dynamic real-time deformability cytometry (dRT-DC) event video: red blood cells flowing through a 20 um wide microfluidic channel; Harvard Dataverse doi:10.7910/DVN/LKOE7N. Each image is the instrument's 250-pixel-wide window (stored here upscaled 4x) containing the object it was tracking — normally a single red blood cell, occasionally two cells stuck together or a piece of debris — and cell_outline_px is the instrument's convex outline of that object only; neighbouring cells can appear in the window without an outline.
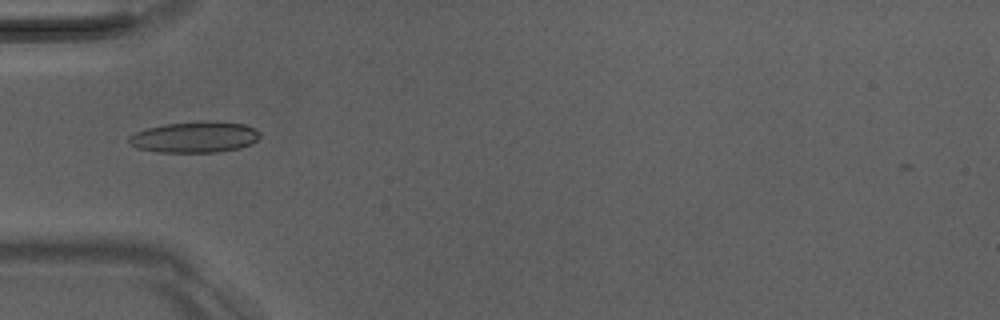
{"species": "Egyptian fruit bat (a non-hibernating species)", "species_latin": "Rousettus aegyptiacus", "temperature_condition": "room temperature", "stored_images_in_passage": 35, "camera_frame_rate_fps": 3000, "um_per_image_px": 0.085, "animal": {"sex": "male"}, "frame": {"image": 1, "passage_image": 1, "time_ms": 0.0, "image_size_px": [1000, 320], "cell_outline_px": [[260, 136], [252, 144], [240, 148], [216, 152], [160, 152], [136, 148], [128, 140], [128, 136], [136, 132], [148, 128], [164, 124], [200, 120], [208, 120], [244, 124], [260, 132]], "centroid_in_image_um": [16.56, 11.64], "position_along_channel_um": 68.4, "area_um2": 23.81}}
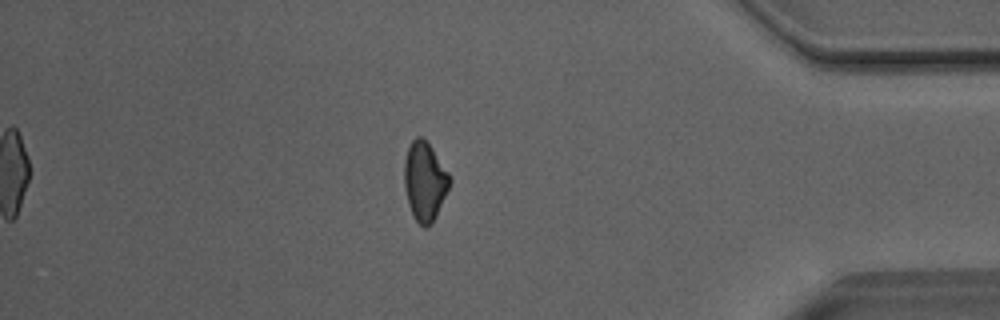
{"frame": {"image": 2, "passage_image": 28, "time_ms": 9.0, "image_size_px": [1000, 320], "cell_outline_px": [[452, 180], [436, 216], [432, 224], [424, 228], [416, 220], [408, 204], [404, 188], [404, 160], [408, 148], [412, 140], [416, 136], [420, 136], [432, 148], [452, 176]], "centroid_in_image_um": [36.11, 15.41], "position_along_channel_um": 399.1, "area_um2": 20.92}}
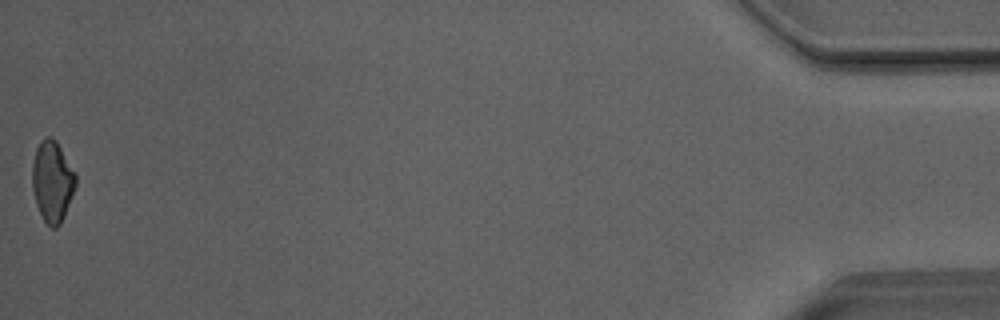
{"frame": {"image": 3, "passage_image": 35, "time_ms": 11.333, "image_size_px": [1000, 320], "cell_outline_px": [[76, 184], [72, 196], [64, 216], [60, 224], [56, 228], [52, 228], [44, 220], [36, 204], [32, 188], [32, 164], [36, 148], [40, 140], [44, 136], [52, 136], [56, 140], [76, 176]], "centroid_in_image_um": [4.43, 15.39], "position_along_channel_um": 430.8, "area_um2": 20.4}, "authors_computed_cell_mechanics": {"area_um2": 20.9236, "velocity_mm_per_s": 4.0605, "shape_relaxation_time_tau1_ms": 8.2627, "shape_relaxation_time_tau2_ms": 9.2766, "deformation_change_tau1": 0.173, "deformation_change_tau2": 0.1718}}